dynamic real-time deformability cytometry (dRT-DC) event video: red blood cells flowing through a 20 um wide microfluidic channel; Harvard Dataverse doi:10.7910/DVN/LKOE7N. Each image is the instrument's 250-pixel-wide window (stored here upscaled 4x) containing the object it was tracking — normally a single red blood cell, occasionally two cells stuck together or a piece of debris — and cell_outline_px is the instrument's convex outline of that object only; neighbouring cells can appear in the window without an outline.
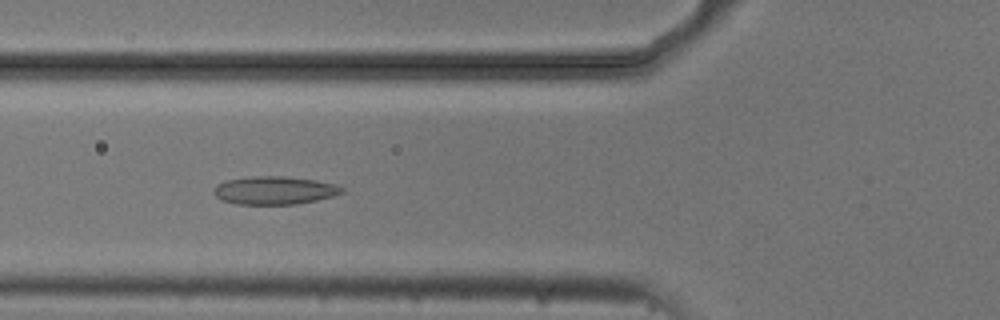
{"species": "common noctule bat (a hibernating species)", "species_latin": "Nyctalus noctula", "temperature_condition": "cold", "stored_images_in_passage": 8, "camera_frame_rate_fps": 3000, "um_per_image_px": 0.085, "animal": {"sex": "male", "body_mass_g": 20.5, "forearm_length_mm": 52.5}, "frame": {"image": 1, "passage_image": 4, "time_ms": 1.0, "image_size_px": [1000, 320], "cell_outline_px": [[344, 192], [332, 196], [316, 200], [296, 204], [236, 204], [220, 200], [212, 192], [212, 188], [216, 184], [224, 180], [256, 176], [284, 176], [316, 180], [336, 184], [344, 188]], "centroid_in_image_um": [23.29, 16.18], "position_along_channel_um": 102.5, "area_um2": 21.15}}
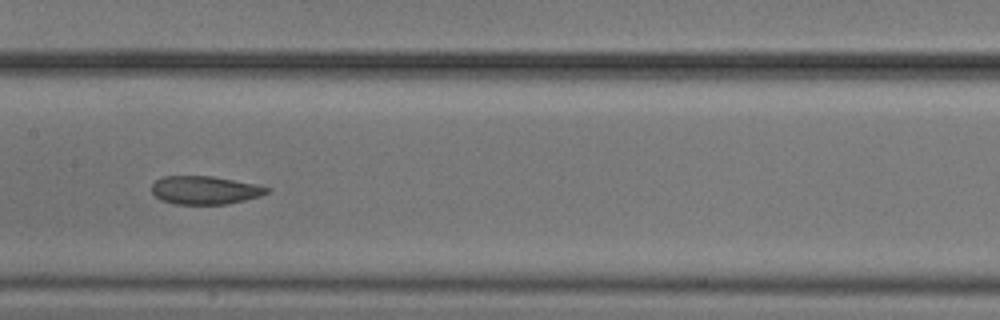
{"frame": {"image": 2, "passage_image": 6, "time_ms": 1.667, "image_size_px": [1000, 320], "cell_outline_px": [[272, 188], [268, 192], [260, 196], [228, 204], [176, 204], [160, 200], [152, 192], [152, 184], [156, 180], [164, 176], [212, 176], [256, 184]], "centroid_in_image_um": [17.42, 16.16], "position_along_channel_um": 190.0, "area_um2": 18.96}}
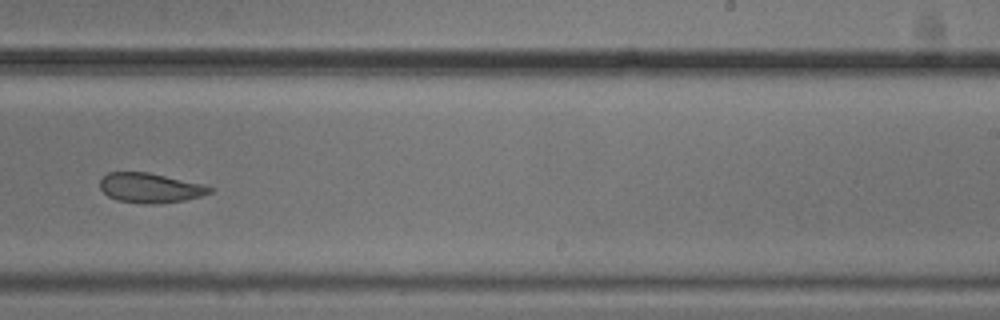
{"frame": {"image": 3, "passage_image": 8, "time_ms": 2.333, "image_size_px": [1000, 320], "cell_outline_px": [[212, 192], [200, 196], [184, 200], [160, 204], [144, 204], [116, 200], [108, 196], [100, 188], [100, 180], [108, 172], [148, 172], [200, 184], [212, 188]], "centroid_in_image_um": [12.71, 15.98], "position_along_channel_um": 276.3, "area_um2": 18.84}}